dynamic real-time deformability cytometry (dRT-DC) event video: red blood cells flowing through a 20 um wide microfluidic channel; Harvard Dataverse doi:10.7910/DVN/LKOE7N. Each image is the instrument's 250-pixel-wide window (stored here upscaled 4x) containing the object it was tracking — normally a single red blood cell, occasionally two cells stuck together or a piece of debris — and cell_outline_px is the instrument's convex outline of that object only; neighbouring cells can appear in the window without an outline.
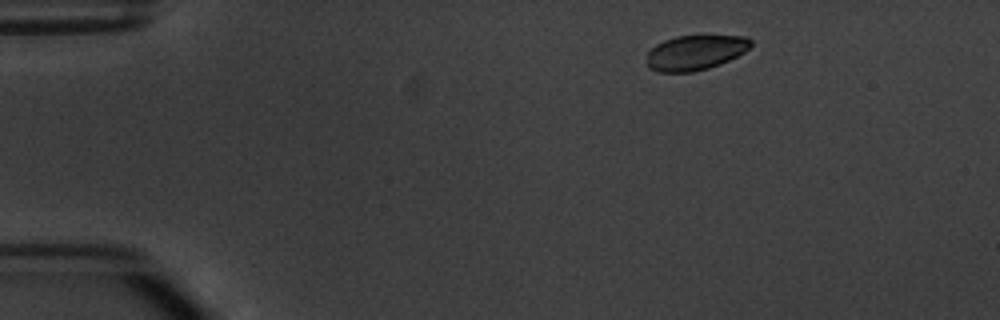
{"species": "common noctule bat (a hibernating species)", "species_latin": "Nyctalus noctula", "temperature_condition": "warm", "stored_images_in_passage": 3, "camera_frame_rate_fps": 3000, "um_per_image_px": 0.085, "animal": {"sex": "male", "body_mass_g": 20.1, "forearm_length_mm": 53.5}, "frame": {"image": 1, "passage_image": 1, "time_ms": 0.0, "image_size_px": [1000, 320], "cell_outline_px": [[752, 44], [744, 52], [720, 64], [708, 68], [692, 72], [656, 72], [648, 68], [648, 52], [656, 44], [664, 40], [676, 36], [744, 36], [752, 40]], "centroid_in_image_um": [59.08, 4.47], "position_along_channel_um": 25.9, "area_um2": 21.04}}